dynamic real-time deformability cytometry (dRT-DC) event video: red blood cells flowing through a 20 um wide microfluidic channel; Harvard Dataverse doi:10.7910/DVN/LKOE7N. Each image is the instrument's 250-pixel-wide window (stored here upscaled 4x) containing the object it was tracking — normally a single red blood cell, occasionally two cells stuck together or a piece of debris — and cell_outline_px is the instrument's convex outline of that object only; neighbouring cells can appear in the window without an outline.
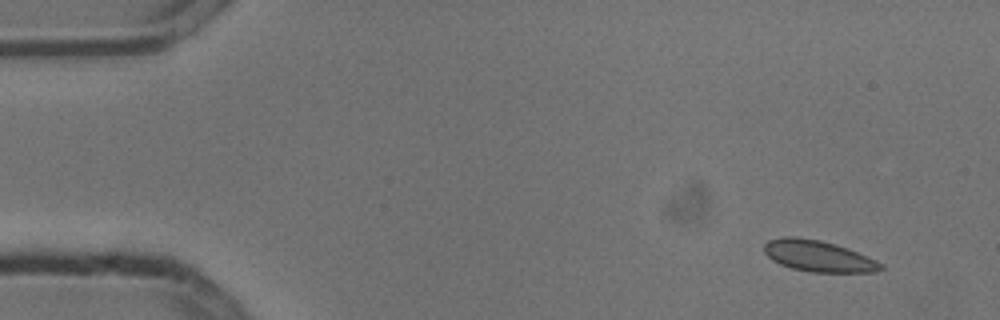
{"species": "common noctule bat (a hibernating species)", "species_latin": "Nyctalus noctula", "temperature_condition": "cold", "stored_images_in_passage": 6, "segment_of_instrument_passage": [2, 2], "camera_frame_rate_fps": 3000, "um_per_image_px": 0.085, "animal": {"sex": "male", "body_mass_g": 13.3}, "frame": {"image": 1, "passage_image": 6, "time_ms": 1.667, "image_size_px": [1000, 320], "cell_outline_px": [[884, 268], [876, 272], [812, 272], [792, 268], [780, 264], [772, 260], [764, 252], [764, 244], [768, 240], [784, 236], [796, 236], [820, 240], [836, 244], [848, 248], [876, 260], [884, 264]], "centroid_in_image_um": [69.56, 21.76], "position_along_channel_um": 15.4, "area_um2": 21.33}}